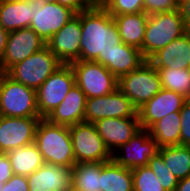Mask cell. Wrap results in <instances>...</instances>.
<instances>
[{"label":"cell","instance_id":"1","mask_svg":"<svg viewBox=\"0 0 190 191\" xmlns=\"http://www.w3.org/2000/svg\"><path fill=\"white\" fill-rule=\"evenodd\" d=\"M82 61H93L108 68L112 53L121 41L118 27L112 15L102 6H92L80 12Z\"/></svg>","mask_w":190,"mask_h":191},{"label":"cell","instance_id":"2","mask_svg":"<svg viewBox=\"0 0 190 191\" xmlns=\"http://www.w3.org/2000/svg\"><path fill=\"white\" fill-rule=\"evenodd\" d=\"M34 143L47 164L72 168L76 162L69 126L41 118L35 130Z\"/></svg>","mask_w":190,"mask_h":191},{"label":"cell","instance_id":"3","mask_svg":"<svg viewBox=\"0 0 190 191\" xmlns=\"http://www.w3.org/2000/svg\"><path fill=\"white\" fill-rule=\"evenodd\" d=\"M186 27L179 9L148 17L143 40V57L148 60L159 49L185 34Z\"/></svg>","mask_w":190,"mask_h":191},{"label":"cell","instance_id":"4","mask_svg":"<svg viewBox=\"0 0 190 191\" xmlns=\"http://www.w3.org/2000/svg\"><path fill=\"white\" fill-rule=\"evenodd\" d=\"M0 115L7 117H40L36 90L14 81L0 72Z\"/></svg>","mask_w":190,"mask_h":191},{"label":"cell","instance_id":"5","mask_svg":"<svg viewBox=\"0 0 190 191\" xmlns=\"http://www.w3.org/2000/svg\"><path fill=\"white\" fill-rule=\"evenodd\" d=\"M63 63L46 45L27 59L12 66L6 74L14 81L37 90Z\"/></svg>","mask_w":190,"mask_h":191},{"label":"cell","instance_id":"6","mask_svg":"<svg viewBox=\"0 0 190 191\" xmlns=\"http://www.w3.org/2000/svg\"><path fill=\"white\" fill-rule=\"evenodd\" d=\"M117 88L139 110L162 89V86L157 69L147 60L138 69L120 76Z\"/></svg>","mask_w":190,"mask_h":191},{"label":"cell","instance_id":"7","mask_svg":"<svg viewBox=\"0 0 190 191\" xmlns=\"http://www.w3.org/2000/svg\"><path fill=\"white\" fill-rule=\"evenodd\" d=\"M75 76V84L87 99L108 95L118 86V79L102 64L77 60L70 63Z\"/></svg>","mask_w":190,"mask_h":191},{"label":"cell","instance_id":"8","mask_svg":"<svg viewBox=\"0 0 190 191\" xmlns=\"http://www.w3.org/2000/svg\"><path fill=\"white\" fill-rule=\"evenodd\" d=\"M76 163L108 162L112 154L104 144L94 123L81 122L69 126Z\"/></svg>","mask_w":190,"mask_h":191},{"label":"cell","instance_id":"9","mask_svg":"<svg viewBox=\"0 0 190 191\" xmlns=\"http://www.w3.org/2000/svg\"><path fill=\"white\" fill-rule=\"evenodd\" d=\"M75 85L70 64H63L36 90L37 108L41 118H46L66 97Z\"/></svg>","mask_w":190,"mask_h":191},{"label":"cell","instance_id":"10","mask_svg":"<svg viewBox=\"0 0 190 191\" xmlns=\"http://www.w3.org/2000/svg\"><path fill=\"white\" fill-rule=\"evenodd\" d=\"M137 116L138 110L118 88L108 95L86 100L84 122L87 123H95L97 120L107 117L126 118Z\"/></svg>","mask_w":190,"mask_h":191},{"label":"cell","instance_id":"11","mask_svg":"<svg viewBox=\"0 0 190 191\" xmlns=\"http://www.w3.org/2000/svg\"><path fill=\"white\" fill-rule=\"evenodd\" d=\"M159 150L157 142L148 129H140L127 142L112 153V160L128 169L147 166L148 161Z\"/></svg>","mask_w":190,"mask_h":191},{"label":"cell","instance_id":"12","mask_svg":"<svg viewBox=\"0 0 190 191\" xmlns=\"http://www.w3.org/2000/svg\"><path fill=\"white\" fill-rule=\"evenodd\" d=\"M34 5L33 20L29 28L45 43L76 15L73 10L57 2L43 3L40 0H34Z\"/></svg>","mask_w":190,"mask_h":191},{"label":"cell","instance_id":"13","mask_svg":"<svg viewBox=\"0 0 190 191\" xmlns=\"http://www.w3.org/2000/svg\"><path fill=\"white\" fill-rule=\"evenodd\" d=\"M41 117H7L0 115V152L7 153L31 144Z\"/></svg>","mask_w":190,"mask_h":191},{"label":"cell","instance_id":"14","mask_svg":"<svg viewBox=\"0 0 190 191\" xmlns=\"http://www.w3.org/2000/svg\"><path fill=\"white\" fill-rule=\"evenodd\" d=\"M47 43L31 28L9 32L4 56L0 62V72L6 73L15 64L41 50Z\"/></svg>","mask_w":190,"mask_h":191},{"label":"cell","instance_id":"15","mask_svg":"<svg viewBox=\"0 0 190 191\" xmlns=\"http://www.w3.org/2000/svg\"><path fill=\"white\" fill-rule=\"evenodd\" d=\"M81 32L79 12L52 36L47 46L63 64H70L79 60Z\"/></svg>","mask_w":190,"mask_h":191},{"label":"cell","instance_id":"16","mask_svg":"<svg viewBox=\"0 0 190 191\" xmlns=\"http://www.w3.org/2000/svg\"><path fill=\"white\" fill-rule=\"evenodd\" d=\"M94 124L111 154L141 129L139 115L126 118L107 117L97 120Z\"/></svg>","mask_w":190,"mask_h":191},{"label":"cell","instance_id":"17","mask_svg":"<svg viewBox=\"0 0 190 191\" xmlns=\"http://www.w3.org/2000/svg\"><path fill=\"white\" fill-rule=\"evenodd\" d=\"M187 100L181 94L162 88L138 110L140 127L149 129L155 122L171 112H179Z\"/></svg>","mask_w":190,"mask_h":191},{"label":"cell","instance_id":"18","mask_svg":"<svg viewBox=\"0 0 190 191\" xmlns=\"http://www.w3.org/2000/svg\"><path fill=\"white\" fill-rule=\"evenodd\" d=\"M27 180L29 191H65L72 184V168L45 163Z\"/></svg>","mask_w":190,"mask_h":191},{"label":"cell","instance_id":"19","mask_svg":"<svg viewBox=\"0 0 190 191\" xmlns=\"http://www.w3.org/2000/svg\"><path fill=\"white\" fill-rule=\"evenodd\" d=\"M148 61L156 69H190V32L159 49Z\"/></svg>","mask_w":190,"mask_h":191},{"label":"cell","instance_id":"20","mask_svg":"<svg viewBox=\"0 0 190 191\" xmlns=\"http://www.w3.org/2000/svg\"><path fill=\"white\" fill-rule=\"evenodd\" d=\"M86 95L75 84L67 93L64 100L46 117L58 125L72 126L84 122Z\"/></svg>","mask_w":190,"mask_h":191},{"label":"cell","instance_id":"21","mask_svg":"<svg viewBox=\"0 0 190 191\" xmlns=\"http://www.w3.org/2000/svg\"><path fill=\"white\" fill-rule=\"evenodd\" d=\"M34 6V0H1L0 25L7 32L29 28Z\"/></svg>","mask_w":190,"mask_h":191},{"label":"cell","instance_id":"22","mask_svg":"<svg viewBox=\"0 0 190 191\" xmlns=\"http://www.w3.org/2000/svg\"><path fill=\"white\" fill-rule=\"evenodd\" d=\"M148 17L149 16L144 12L113 16L119 30L121 41L127 45L140 49L142 55Z\"/></svg>","mask_w":190,"mask_h":191},{"label":"cell","instance_id":"23","mask_svg":"<svg viewBox=\"0 0 190 191\" xmlns=\"http://www.w3.org/2000/svg\"><path fill=\"white\" fill-rule=\"evenodd\" d=\"M146 61L140 49L120 41L112 53V64L107 69L118 79L138 69Z\"/></svg>","mask_w":190,"mask_h":191},{"label":"cell","instance_id":"24","mask_svg":"<svg viewBox=\"0 0 190 191\" xmlns=\"http://www.w3.org/2000/svg\"><path fill=\"white\" fill-rule=\"evenodd\" d=\"M7 156L15 175L28 176L45 164L34 142L7 152Z\"/></svg>","mask_w":190,"mask_h":191},{"label":"cell","instance_id":"25","mask_svg":"<svg viewBox=\"0 0 190 191\" xmlns=\"http://www.w3.org/2000/svg\"><path fill=\"white\" fill-rule=\"evenodd\" d=\"M101 189L104 191H134L132 169L113 160L101 164Z\"/></svg>","mask_w":190,"mask_h":191},{"label":"cell","instance_id":"26","mask_svg":"<svg viewBox=\"0 0 190 191\" xmlns=\"http://www.w3.org/2000/svg\"><path fill=\"white\" fill-rule=\"evenodd\" d=\"M180 113L171 112L155 122L148 130L158 147L180 145Z\"/></svg>","mask_w":190,"mask_h":191},{"label":"cell","instance_id":"27","mask_svg":"<svg viewBox=\"0 0 190 191\" xmlns=\"http://www.w3.org/2000/svg\"><path fill=\"white\" fill-rule=\"evenodd\" d=\"M158 152L167 168L179 180L190 176V146H164Z\"/></svg>","mask_w":190,"mask_h":191},{"label":"cell","instance_id":"28","mask_svg":"<svg viewBox=\"0 0 190 191\" xmlns=\"http://www.w3.org/2000/svg\"><path fill=\"white\" fill-rule=\"evenodd\" d=\"M103 162L76 163L72 167V183L83 191L101 189V164Z\"/></svg>","mask_w":190,"mask_h":191},{"label":"cell","instance_id":"29","mask_svg":"<svg viewBox=\"0 0 190 191\" xmlns=\"http://www.w3.org/2000/svg\"><path fill=\"white\" fill-rule=\"evenodd\" d=\"M162 88L190 99V69H157Z\"/></svg>","mask_w":190,"mask_h":191},{"label":"cell","instance_id":"30","mask_svg":"<svg viewBox=\"0 0 190 191\" xmlns=\"http://www.w3.org/2000/svg\"><path fill=\"white\" fill-rule=\"evenodd\" d=\"M134 191H166L148 166L132 169Z\"/></svg>","mask_w":190,"mask_h":191},{"label":"cell","instance_id":"31","mask_svg":"<svg viewBox=\"0 0 190 191\" xmlns=\"http://www.w3.org/2000/svg\"><path fill=\"white\" fill-rule=\"evenodd\" d=\"M147 166L160 178L161 185L166 191H174L179 179L165 165L162 155L157 152L148 161Z\"/></svg>","mask_w":190,"mask_h":191},{"label":"cell","instance_id":"32","mask_svg":"<svg viewBox=\"0 0 190 191\" xmlns=\"http://www.w3.org/2000/svg\"><path fill=\"white\" fill-rule=\"evenodd\" d=\"M102 7L112 16L144 12L143 0H104Z\"/></svg>","mask_w":190,"mask_h":191},{"label":"cell","instance_id":"33","mask_svg":"<svg viewBox=\"0 0 190 191\" xmlns=\"http://www.w3.org/2000/svg\"><path fill=\"white\" fill-rule=\"evenodd\" d=\"M144 13L148 16L179 9L177 0H143Z\"/></svg>","mask_w":190,"mask_h":191},{"label":"cell","instance_id":"34","mask_svg":"<svg viewBox=\"0 0 190 191\" xmlns=\"http://www.w3.org/2000/svg\"><path fill=\"white\" fill-rule=\"evenodd\" d=\"M180 113V145L190 146V99H188Z\"/></svg>","mask_w":190,"mask_h":191},{"label":"cell","instance_id":"35","mask_svg":"<svg viewBox=\"0 0 190 191\" xmlns=\"http://www.w3.org/2000/svg\"><path fill=\"white\" fill-rule=\"evenodd\" d=\"M1 191H29L27 176L14 174L3 184Z\"/></svg>","mask_w":190,"mask_h":191},{"label":"cell","instance_id":"36","mask_svg":"<svg viewBox=\"0 0 190 191\" xmlns=\"http://www.w3.org/2000/svg\"><path fill=\"white\" fill-rule=\"evenodd\" d=\"M13 175L12 166L7 153L0 152V182L4 184Z\"/></svg>","mask_w":190,"mask_h":191},{"label":"cell","instance_id":"37","mask_svg":"<svg viewBox=\"0 0 190 191\" xmlns=\"http://www.w3.org/2000/svg\"><path fill=\"white\" fill-rule=\"evenodd\" d=\"M56 2L62 6L68 7L76 14L92 7L86 0H56Z\"/></svg>","mask_w":190,"mask_h":191},{"label":"cell","instance_id":"38","mask_svg":"<svg viewBox=\"0 0 190 191\" xmlns=\"http://www.w3.org/2000/svg\"><path fill=\"white\" fill-rule=\"evenodd\" d=\"M179 10L181 15L183 16V20L185 23L186 31L190 32V0L184 2L180 7Z\"/></svg>","mask_w":190,"mask_h":191},{"label":"cell","instance_id":"39","mask_svg":"<svg viewBox=\"0 0 190 191\" xmlns=\"http://www.w3.org/2000/svg\"><path fill=\"white\" fill-rule=\"evenodd\" d=\"M9 32L0 25V62L4 56Z\"/></svg>","mask_w":190,"mask_h":191},{"label":"cell","instance_id":"40","mask_svg":"<svg viewBox=\"0 0 190 191\" xmlns=\"http://www.w3.org/2000/svg\"><path fill=\"white\" fill-rule=\"evenodd\" d=\"M174 191H190V176L180 179Z\"/></svg>","mask_w":190,"mask_h":191},{"label":"cell","instance_id":"41","mask_svg":"<svg viewBox=\"0 0 190 191\" xmlns=\"http://www.w3.org/2000/svg\"><path fill=\"white\" fill-rule=\"evenodd\" d=\"M91 6H102L104 0H86Z\"/></svg>","mask_w":190,"mask_h":191},{"label":"cell","instance_id":"42","mask_svg":"<svg viewBox=\"0 0 190 191\" xmlns=\"http://www.w3.org/2000/svg\"><path fill=\"white\" fill-rule=\"evenodd\" d=\"M65 191H83V190L72 183Z\"/></svg>","mask_w":190,"mask_h":191},{"label":"cell","instance_id":"43","mask_svg":"<svg viewBox=\"0 0 190 191\" xmlns=\"http://www.w3.org/2000/svg\"><path fill=\"white\" fill-rule=\"evenodd\" d=\"M43 3H55L56 0H40Z\"/></svg>","mask_w":190,"mask_h":191},{"label":"cell","instance_id":"44","mask_svg":"<svg viewBox=\"0 0 190 191\" xmlns=\"http://www.w3.org/2000/svg\"><path fill=\"white\" fill-rule=\"evenodd\" d=\"M186 1H189V0H177V3L179 5V7Z\"/></svg>","mask_w":190,"mask_h":191},{"label":"cell","instance_id":"45","mask_svg":"<svg viewBox=\"0 0 190 191\" xmlns=\"http://www.w3.org/2000/svg\"><path fill=\"white\" fill-rule=\"evenodd\" d=\"M2 188H3V183L0 182V191L2 190Z\"/></svg>","mask_w":190,"mask_h":191}]
</instances>
